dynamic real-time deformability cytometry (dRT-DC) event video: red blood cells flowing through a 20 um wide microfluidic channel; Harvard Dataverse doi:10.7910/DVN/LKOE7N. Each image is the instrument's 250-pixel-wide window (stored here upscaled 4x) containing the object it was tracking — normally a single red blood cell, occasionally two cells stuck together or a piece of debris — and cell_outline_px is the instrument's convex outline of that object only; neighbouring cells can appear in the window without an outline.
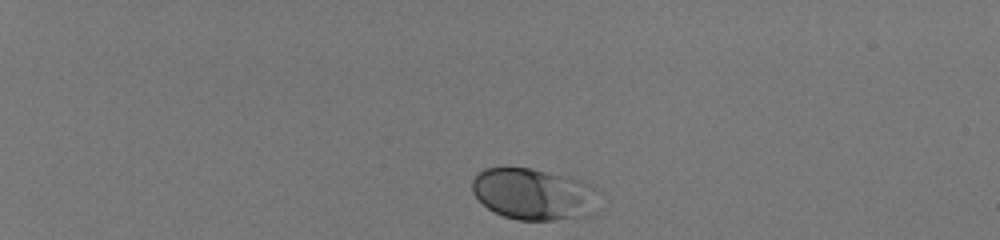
{"species": "human", "species_latin": "Homo sapiens", "temperature_condition": "room temperature", "stored_images_in_passage": 39, "camera_frame_rate_fps": 3000, "um_per_image_px": 0.085, "donor": {"sex": "male"}, "frame": {"image": 1, "passage_image": 1, "time_ms": 0.0, "image_size_px": [1000, 240], "cell_outline_px": [[592, 188], [588, 216], [552, 220], [516, 220], [504, 216], [488, 208], [472, 192], [472, 180], [484, 168], [528, 168], [568, 176]], "centroid_in_image_um": [45.2, 16.5], "position_along_channel_um": 39.8, "area_um2": 36.53}}
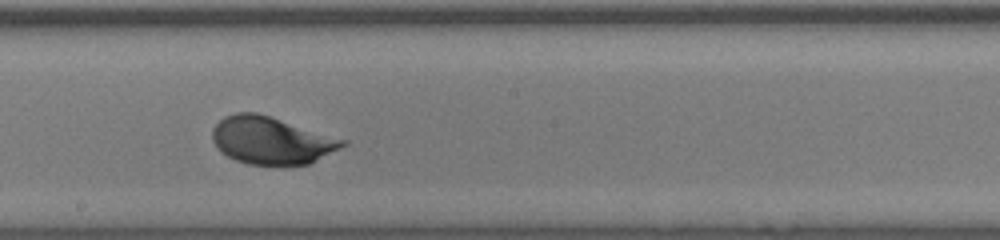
{"frame": {"image": 2, "passage_image": 23, "time_ms": 7.333, "image_size_px": [1000, 240], "cell_outline_px": [[348, 144], [308, 164], [284, 168], [280, 168], [248, 164], [236, 160], [220, 152], [216, 148], [212, 140], [212, 128], [224, 116], [236, 112], [256, 112], [348, 140]], "centroid_in_image_um": [23.05, 11.97], "position_along_channel_um": 225.1, "area_um2": 36.7}}
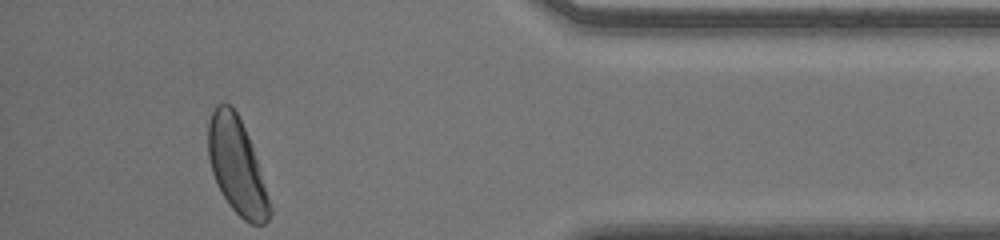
{"frame": {"image": 3, "passage_image": 39, "time_ms": 12.667, "image_size_px": [1000, 240], "cell_outline_px": [[272, 212], [268, 220], [264, 224], [252, 224], [244, 220], [228, 204], [212, 172], [208, 156], [208, 124], [212, 112], [216, 104], [232, 104], [252, 144], [272, 208]], "centroid_in_image_um": [20.14, 14.11], "position_along_channel_um": 415.1, "area_um2": 33.99}, "authors_computed_cell_mechanics": {"area_um2": 35.4892, "velocity_mm_per_s": 4.0123, "shape_relaxation_time_tau1_ms": 1.9931, "shape_relaxation_time_tau2_ms": null, "deformation_change_tau1": 0.1107, "deformation_change_tau2": null}}